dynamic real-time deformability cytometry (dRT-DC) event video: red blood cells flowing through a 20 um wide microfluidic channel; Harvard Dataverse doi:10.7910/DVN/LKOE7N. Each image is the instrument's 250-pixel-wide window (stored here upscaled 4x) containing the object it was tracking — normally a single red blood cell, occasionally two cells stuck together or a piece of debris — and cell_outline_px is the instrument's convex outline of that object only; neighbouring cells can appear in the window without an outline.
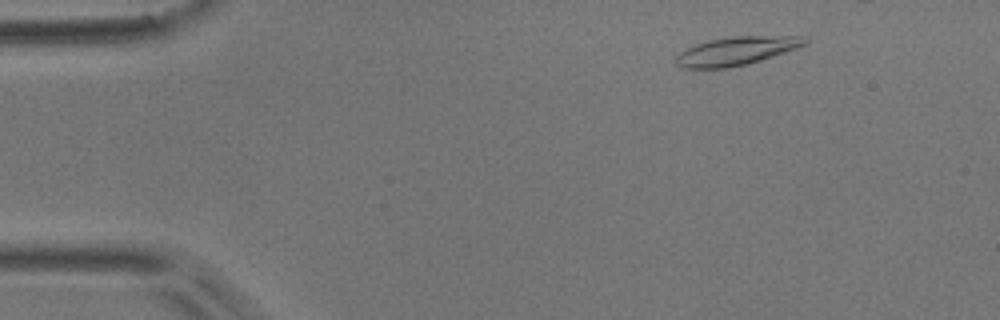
{"species": "common noctule bat (a hibernating species)", "species_latin": "Nyctalus noctula", "temperature_condition": "room temperature", "stored_images_in_passage": 32, "camera_frame_rate_fps": 3000, "um_per_image_px": 0.085, "animal": {"sex": "male", "body_mass_g": 17.9}, "frame": {"image": 1, "passage_image": 5, "time_ms": 1.333, "image_size_px": [1000, 320], "cell_outline_px": [[808, 40], [804, 44], [796, 48], [748, 64], [728, 68], [684, 68], [676, 64], [676, 56], [680, 52], [696, 44], [708, 40], [732, 36], [808, 36]], "centroid_in_image_um": [62.58, 4.33], "position_along_channel_um": 22.4, "area_um2": 21.15}}
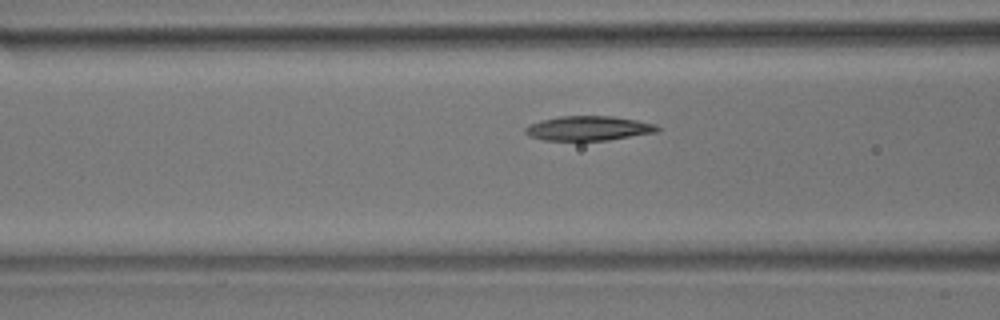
{"frame": {"image": 2, "passage_image": 19, "time_ms": 6.0, "image_size_px": [1000, 320], "cell_outline_px": [[660, 132], [608, 140], [544, 140], [532, 136], [524, 132], [524, 128], [528, 124], [540, 120], [560, 116], [612, 116], [636, 120], [656, 124], [660, 128]], "centroid_in_image_um": [50.05, 10.9], "position_along_channel_um": 116.6, "area_um2": 18.96}}
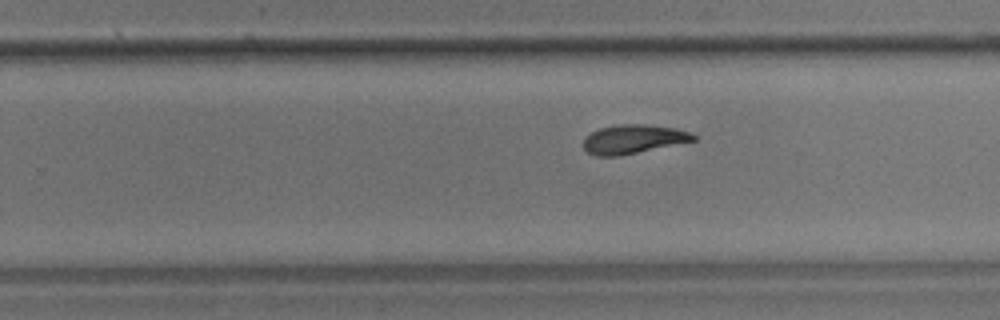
{"frame": {"image": 3, "passage_image": 32, "time_ms": 10.333, "image_size_px": [1000, 320], "cell_outline_px": [[696, 140], [620, 156], [596, 156], [588, 152], [584, 148], [584, 136], [600, 128], [620, 124], [644, 124], [676, 128], [688, 132], [696, 136]], "centroid_in_image_um": [53.81, 11.83], "position_along_channel_um": 276.0, "area_um2": 18.44}}